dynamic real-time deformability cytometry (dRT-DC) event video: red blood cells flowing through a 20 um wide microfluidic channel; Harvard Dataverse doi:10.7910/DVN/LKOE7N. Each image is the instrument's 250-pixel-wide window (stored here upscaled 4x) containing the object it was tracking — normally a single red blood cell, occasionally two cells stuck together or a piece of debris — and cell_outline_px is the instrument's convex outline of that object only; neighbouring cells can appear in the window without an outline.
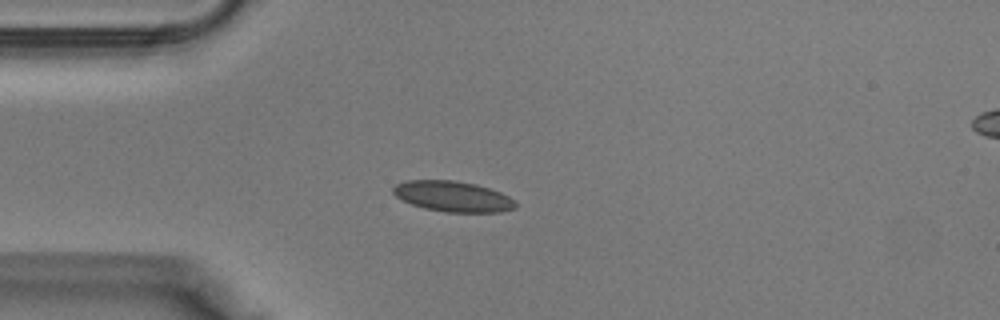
{"species": "Egyptian fruit bat (a non-hibernating species)", "species_latin": "Rousettus aegyptiacus", "temperature_condition": "warm", "stored_images_in_passage": 30, "camera_frame_rate_fps": 3000, "um_per_image_px": 0.085, "animal": {"sex": "male"}, "frame": {"image": 1, "passage_image": 1, "time_ms": 0.0, "image_size_px": [1000, 320], "cell_outline_px": [[516, 208], [500, 212], [448, 212], [424, 208], [412, 204], [396, 196], [392, 192], [392, 188], [396, 184], [408, 180], [452, 180], [476, 184], [500, 192], [508, 196], [516, 204]], "centroid_in_image_um": [38.48, 16.69], "position_along_channel_um": 46.5, "area_um2": 21.62}}
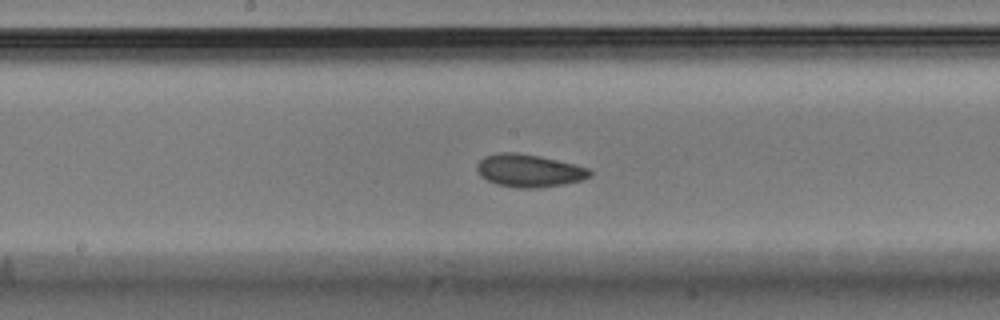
{"frame": {"image": 2, "passage_image": 11, "time_ms": 3.333, "image_size_px": [1000, 320], "cell_outline_px": [[592, 176], [580, 180], [564, 184], [540, 188], [516, 188], [496, 184], [480, 176], [476, 168], [476, 164], [484, 156], [500, 152], [516, 152], [540, 156], [588, 168], [592, 172]], "centroid_in_image_um": [44.94, 14.51], "position_along_channel_um": 203.3, "area_um2": 21.56}}
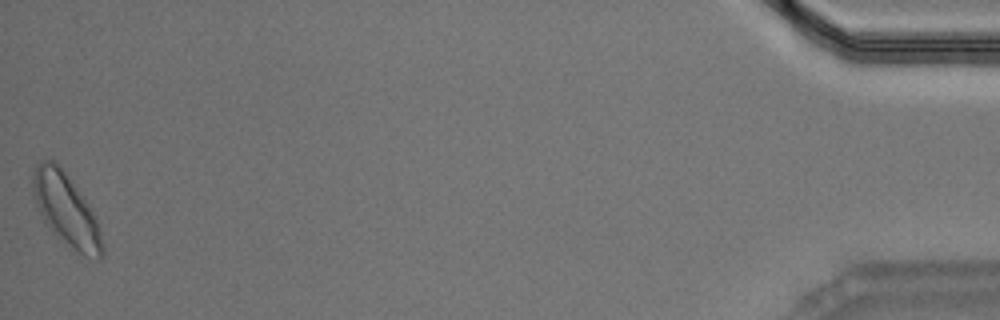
{"frame": {"image": 3, "passage_image": 30, "time_ms": 9.667, "image_size_px": [1000, 320], "cell_outline_px": [[104, 256], [96, 260], [84, 256], [56, 236], [52, 232], [44, 220], [36, 204], [32, 188], [32, 176], [36, 164], [40, 160], [52, 160], [64, 172], [96, 216], [104, 248]], "centroid_in_image_um": [5.63, 17.87], "position_along_channel_um": 429.6, "area_um2": 28.67}}